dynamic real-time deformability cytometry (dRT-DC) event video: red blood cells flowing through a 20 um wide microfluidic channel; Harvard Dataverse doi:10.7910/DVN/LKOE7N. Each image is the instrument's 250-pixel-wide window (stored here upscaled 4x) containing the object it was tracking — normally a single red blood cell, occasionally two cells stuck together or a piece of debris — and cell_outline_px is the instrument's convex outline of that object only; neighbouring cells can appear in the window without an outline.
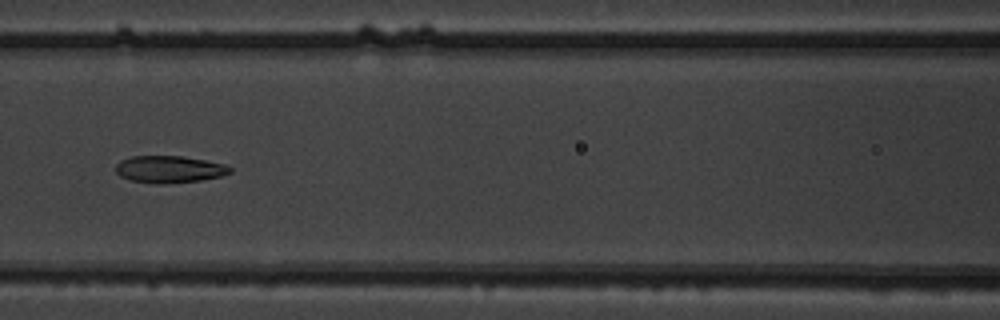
{"species": "common noctule bat (a hibernating species)", "species_latin": "Nyctalus noctula", "temperature_condition": "warm", "stored_images_in_passage": 54, "camera_frame_rate_fps": 3000, "um_per_image_px": 0.085, "animal": {"sex": "male", "body_mass_g": 19.5, "forearm_length_mm": 54.6}, "frame": {"image": 1, "passage_image": 25, "time_ms": 8.0, "image_size_px": [1000, 320], "cell_outline_px": [[232, 172], [220, 176], [200, 180], [160, 184], [128, 180], [120, 176], [116, 172], [116, 164], [120, 160], [132, 156], [184, 156], [224, 164], [232, 168]], "centroid_in_image_um": [14.36, 14.38], "position_along_channel_um": 152.2, "area_um2": 17.98}}
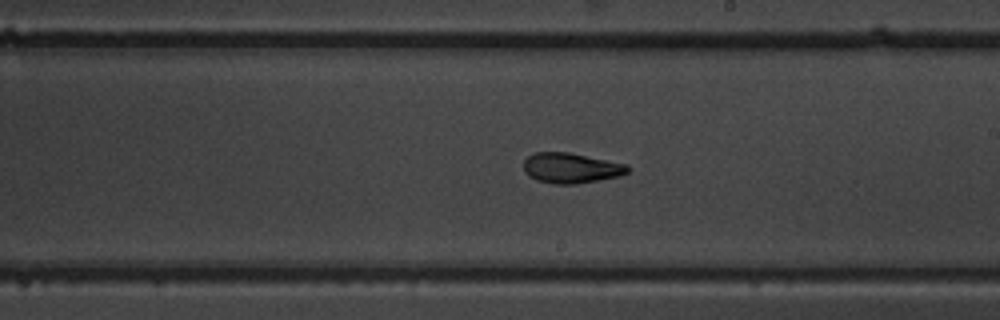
{"frame": {"image": 2, "passage_image": 32, "time_ms": 10.333, "image_size_px": [1000, 320], "cell_outline_px": [[632, 168], [628, 172], [620, 176], [576, 184], [552, 184], [536, 180], [528, 176], [524, 172], [524, 160], [532, 152], [568, 152], [628, 164]], "centroid_in_image_um": [48.54, 14.28], "position_along_channel_um": 240.5, "area_um2": 18.61}}
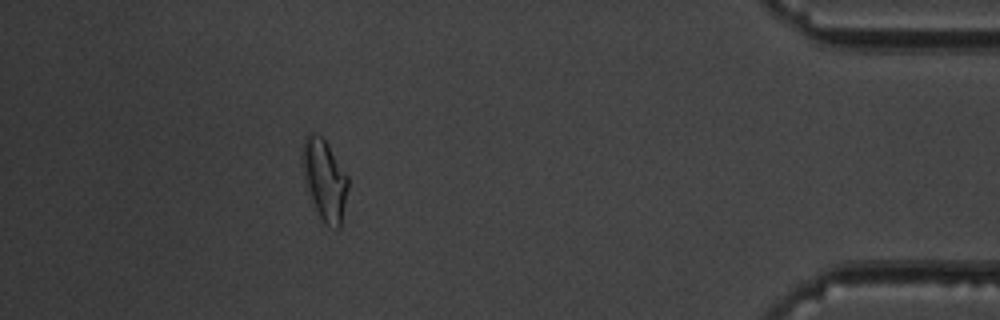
{"frame": {"image": 3, "passage_image": 49, "time_ms": 16.0, "image_size_px": [1000, 320], "cell_outline_px": [[348, 188], [340, 228], [336, 228], [328, 224], [320, 216], [308, 196], [300, 156], [304, 140], [308, 132], [312, 132], [320, 136], [328, 144], [348, 176]], "centroid_in_image_um": [27.56, 15.23], "position_along_channel_um": 407.6, "area_um2": 21.44}, "authors_computed_cell_mechanics": {"area_um2": 19.4786, "velocity_mm_per_s": 3.8005, "shape_relaxation_time_tau1_ms": 6.0376, "shape_relaxation_time_tau2_ms": 3.4334, "deformation_change_tau1": 0.1825, "deformation_change_tau2": 0.0996}}